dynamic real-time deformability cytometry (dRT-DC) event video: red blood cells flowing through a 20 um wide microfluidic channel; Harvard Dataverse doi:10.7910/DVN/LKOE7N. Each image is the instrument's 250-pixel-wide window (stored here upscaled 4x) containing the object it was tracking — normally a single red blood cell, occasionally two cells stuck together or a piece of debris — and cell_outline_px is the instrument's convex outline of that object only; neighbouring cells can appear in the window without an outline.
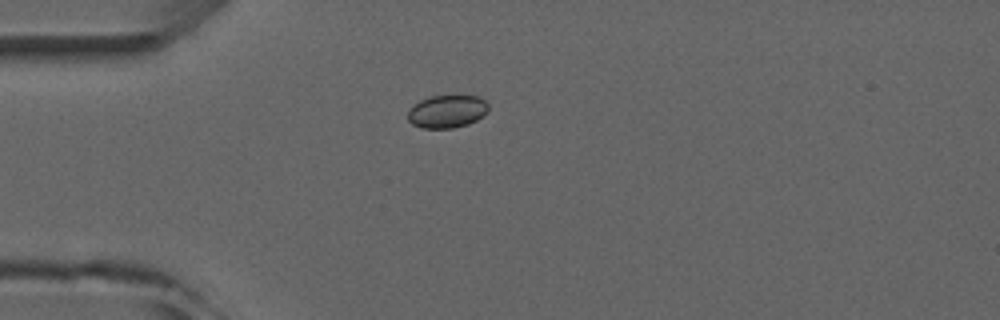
{"species": "common noctule bat (a hibernating species)", "species_latin": "Nyctalus noctula", "temperature_condition": "room temperature", "stored_images_in_passage": 2, "camera_frame_rate_fps": 3000, "um_per_image_px": 0.085, "animal": {"sex": "male", "forearm_length_mm": 52.5}, "frame": {"image": 1, "passage_image": 1, "time_ms": 0.0, "image_size_px": [1000, 320], "cell_outline_px": [[488, 112], [476, 120], [468, 124], [452, 128], [420, 128], [412, 124], [408, 120], [408, 112], [420, 100], [432, 96], [476, 96], [484, 100], [488, 104]], "centroid_in_image_um": [38.01, 9.48], "position_along_channel_um": 47.0, "area_um2": 15.26}}